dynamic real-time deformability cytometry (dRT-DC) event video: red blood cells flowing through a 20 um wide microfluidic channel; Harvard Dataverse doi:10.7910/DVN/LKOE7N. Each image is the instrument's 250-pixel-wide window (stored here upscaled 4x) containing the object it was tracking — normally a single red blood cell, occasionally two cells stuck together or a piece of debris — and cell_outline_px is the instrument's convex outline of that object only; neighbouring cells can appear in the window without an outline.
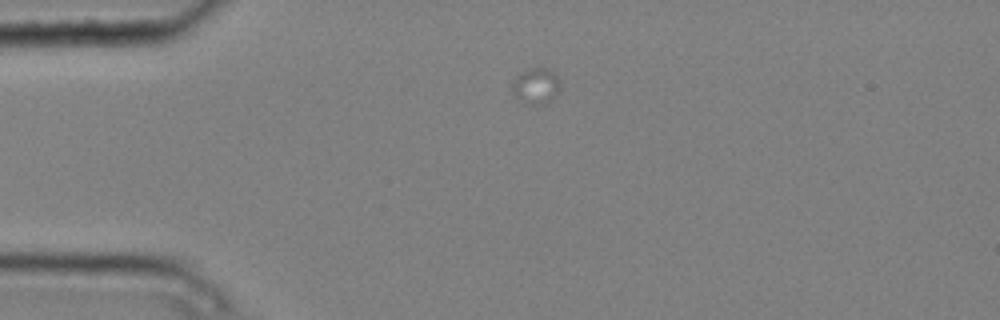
{"species": "common noctule bat (a hibernating species)", "species_latin": "Nyctalus noctula", "temperature_condition": "cold", "stored_images_in_passage": 4, "camera_frame_rate_fps": 3000, "um_per_image_px": 0.085, "animal": {"sex": "male", "body_mass_g": 20.4}, "frame": {"image": 1, "passage_image": 2, "time_ms": 0.333, "image_size_px": [1000, 320], "cell_outline_px": [[560, 88], [556, 96], [548, 104], [524, 104], [512, 92], [512, 80], [520, 72], [532, 68], [544, 68], [552, 72], [560, 80]], "centroid_in_image_um": [45.55, 7.33], "position_along_channel_um": 39.4, "area_um2": 10.17}}